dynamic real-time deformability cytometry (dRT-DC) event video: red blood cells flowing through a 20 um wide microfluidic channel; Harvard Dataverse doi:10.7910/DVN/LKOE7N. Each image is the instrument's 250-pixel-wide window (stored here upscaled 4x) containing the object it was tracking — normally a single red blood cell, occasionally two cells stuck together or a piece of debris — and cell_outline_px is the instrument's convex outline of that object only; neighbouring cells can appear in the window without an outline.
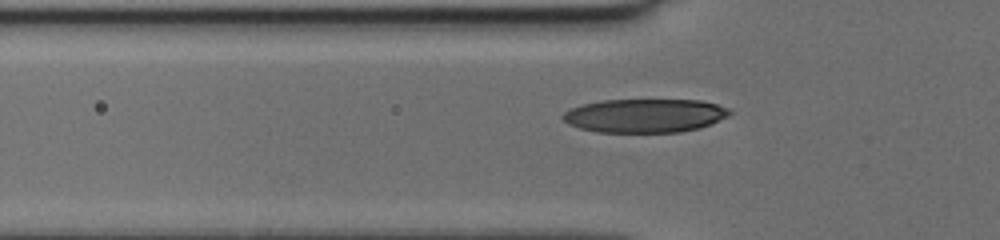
{"species": "human", "species_latin": "Homo sapiens", "temperature_condition": "cold", "stored_images_in_passage": 36, "camera_frame_rate_fps": 3000, "um_per_image_px": 0.085, "donor": {"sex": "female"}, "frame": {"image": 1, "passage_image": 4, "time_ms": 1.0, "image_size_px": [1000, 240], "cell_outline_px": [[732, 112], [700, 128], [680, 132], [596, 132], [580, 128], [568, 124], [560, 116], [564, 112], [572, 108], [584, 104], [604, 100], [700, 100], [716, 104], [728, 108]], "centroid_in_image_um": [54.76, 9.83], "position_along_channel_um": 71.0, "area_um2": 32.43}}
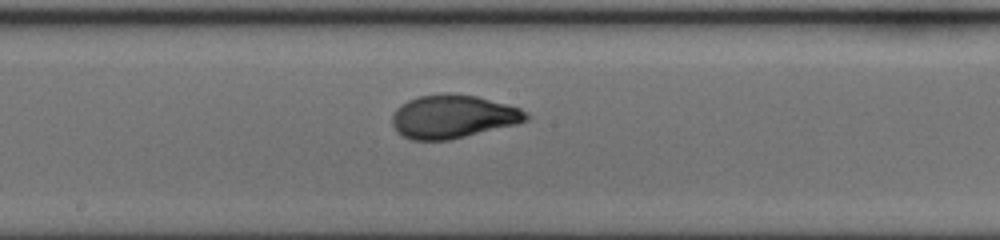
{"frame": {"image": 2, "passage_image": 14, "time_ms": 4.333, "image_size_px": [1000, 240], "cell_outline_px": [[528, 120], [516, 124], [448, 140], [412, 140], [396, 132], [392, 124], [392, 116], [396, 108], [408, 100], [420, 96], [444, 92], [448, 92], [476, 96], [520, 108], [528, 112]], "centroid_in_image_um": [38.48, 9.9], "position_along_channel_um": 209.7, "area_um2": 33.76}}
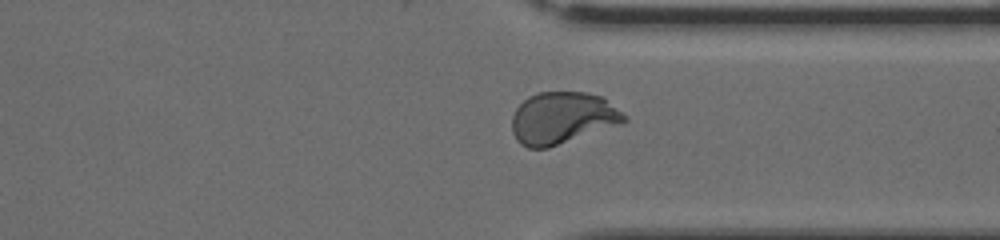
{"frame": {"image": 3, "passage_image": 25, "time_ms": 8.0, "image_size_px": [1000, 240], "cell_outline_px": [[628, 120], [620, 124], [548, 148], [528, 148], [520, 144], [516, 140], [512, 132], [512, 116], [516, 108], [528, 96], [540, 92], [588, 92], [604, 96]], "centroid_in_image_um": [47.77, 10.02], "position_along_channel_um": 363.6, "area_um2": 33.93}}